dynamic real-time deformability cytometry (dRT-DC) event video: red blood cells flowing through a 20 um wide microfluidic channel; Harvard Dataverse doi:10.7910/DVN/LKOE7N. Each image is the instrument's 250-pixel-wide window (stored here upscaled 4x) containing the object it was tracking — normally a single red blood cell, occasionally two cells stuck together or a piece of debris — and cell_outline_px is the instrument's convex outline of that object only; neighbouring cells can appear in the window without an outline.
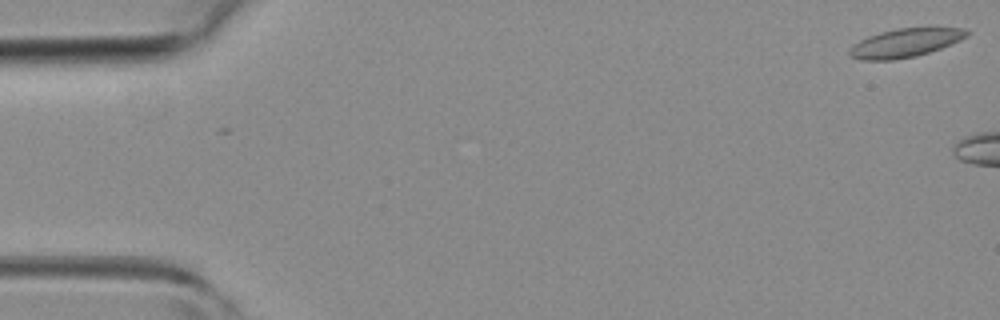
{"species": "common noctule bat (a hibernating species)", "species_latin": "Nyctalus noctula", "temperature_condition": "room temperature", "stored_images_in_passage": 3, "camera_frame_rate_fps": 3000, "um_per_image_px": 0.085, "animal": {"sex": "female", "body_mass_g": 19.3, "forearm_length_mm": 54.1}, "frame": {"image": 1, "passage_image": 1, "time_ms": 0.0, "image_size_px": [1000, 320], "cell_outline_px": [[972, 32], [968, 36], [960, 40], [940, 48], [916, 56], [892, 60], [860, 60], [852, 56], [848, 52], [852, 44], [868, 36], [880, 32], [896, 28], [964, 28]], "centroid_in_image_um": [76.93, 3.64], "position_along_channel_um": 8.1, "area_um2": 19.48}}